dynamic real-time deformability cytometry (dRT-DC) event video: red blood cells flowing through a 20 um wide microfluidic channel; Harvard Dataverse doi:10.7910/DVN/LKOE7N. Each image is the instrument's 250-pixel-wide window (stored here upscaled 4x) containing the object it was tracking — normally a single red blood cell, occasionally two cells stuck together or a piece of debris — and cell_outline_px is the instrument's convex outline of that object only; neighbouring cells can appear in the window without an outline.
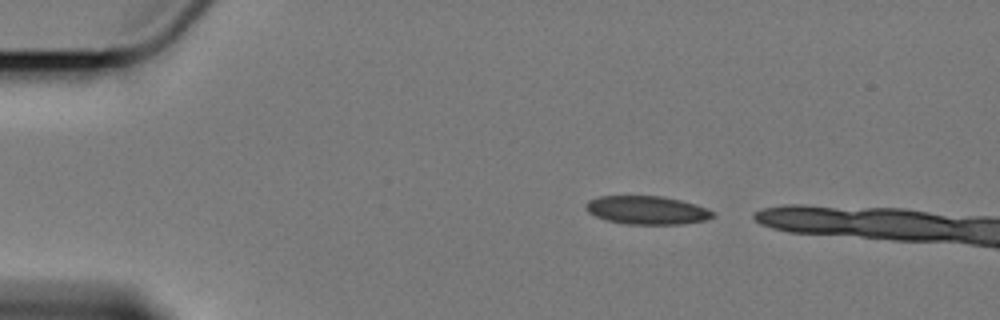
{"species": "Egyptian fruit bat (a non-hibernating species)", "species_latin": "Rousettus aegyptiacus", "temperature_condition": "cold", "stored_images_in_passage": 3, "camera_frame_rate_fps": 3000, "um_per_image_px": 0.085, "animal": {"sex": "female"}, "frame": {"image": 1, "passage_image": 1, "time_ms": 0.0, "image_size_px": [1000, 320], "cell_outline_px": [[716, 216], [704, 220], [684, 224], [628, 224], [608, 220], [596, 216], [588, 212], [588, 200], [600, 196], [660, 196], [680, 200], [696, 204], [712, 212]], "centroid_in_image_um": [55.01, 17.86], "position_along_channel_um": 30.0, "area_um2": 20.63}}